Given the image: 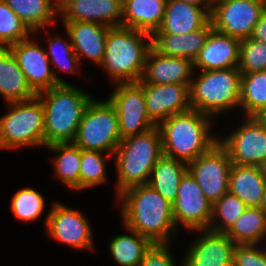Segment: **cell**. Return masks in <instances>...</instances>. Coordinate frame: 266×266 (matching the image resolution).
Returning <instances> with one entry per match:
<instances>
[{
    "label": "cell",
    "mask_w": 266,
    "mask_h": 266,
    "mask_svg": "<svg viewBox=\"0 0 266 266\" xmlns=\"http://www.w3.org/2000/svg\"><path fill=\"white\" fill-rule=\"evenodd\" d=\"M107 157L100 151L81 149L79 191L98 186L107 180Z\"/></svg>",
    "instance_id": "cell-34"
},
{
    "label": "cell",
    "mask_w": 266,
    "mask_h": 266,
    "mask_svg": "<svg viewBox=\"0 0 266 266\" xmlns=\"http://www.w3.org/2000/svg\"><path fill=\"white\" fill-rule=\"evenodd\" d=\"M199 72L189 86L191 109L213 118L239 107L242 73L238 67Z\"/></svg>",
    "instance_id": "cell-6"
},
{
    "label": "cell",
    "mask_w": 266,
    "mask_h": 266,
    "mask_svg": "<svg viewBox=\"0 0 266 266\" xmlns=\"http://www.w3.org/2000/svg\"><path fill=\"white\" fill-rule=\"evenodd\" d=\"M9 112L0 118V149L44 146V108L38 96L8 103Z\"/></svg>",
    "instance_id": "cell-7"
},
{
    "label": "cell",
    "mask_w": 266,
    "mask_h": 266,
    "mask_svg": "<svg viewBox=\"0 0 266 266\" xmlns=\"http://www.w3.org/2000/svg\"><path fill=\"white\" fill-rule=\"evenodd\" d=\"M140 84L144 90L147 114L156 126L174 114L191 109L189 85Z\"/></svg>",
    "instance_id": "cell-16"
},
{
    "label": "cell",
    "mask_w": 266,
    "mask_h": 266,
    "mask_svg": "<svg viewBox=\"0 0 266 266\" xmlns=\"http://www.w3.org/2000/svg\"><path fill=\"white\" fill-rule=\"evenodd\" d=\"M180 1H184L188 4L205 8V10L207 9V11L211 14L215 0H180Z\"/></svg>",
    "instance_id": "cell-42"
},
{
    "label": "cell",
    "mask_w": 266,
    "mask_h": 266,
    "mask_svg": "<svg viewBox=\"0 0 266 266\" xmlns=\"http://www.w3.org/2000/svg\"><path fill=\"white\" fill-rule=\"evenodd\" d=\"M213 29L211 20L197 31L186 34H153L152 47L160 54L195 60Z\"/></svg>",
    "instance_id": "cell-23"
},
{
    "label": "cell",
    "mask_w": 266,
    "mask_h": 266,
    "mask_svg": "<svg viewBox=\"0 0 266 266\" xmlns=\"http://www.w3.org/2000/svg\"><path fill=\"white\" fill-rule=\"evenodd\" d=\"M240 39L221 33L214 28L210 32L205 45L193 61V67L200 71L229 69L238 67Z\"/></svg>",
    "instance_id": "cell-20"
},
{
    "label": "cell",
    "mask_w": 266,
    "mask_h": 266,
    "mask_svg": "<svg viewBox=\"0 0 266 266\" xmlns=\"http://www.w3.org/2000/svg\"><path fill=\"white\" fill-rule=\"evenodd\" d=\"M44 222L48 235L54 240L79 250L95 249L90 224L81 211L56 202Z\"/></svg>",
    "instance_id": "cell-14"
},
{
    "label": "cell",
    "mask_w": 266,
    "mask_h": 266,
    "mask_svg": "<svg viewBox=\"0 0 266 266\" xmlns=\"http://www.w3.org/2000/svg\"><path fill=\"white\" fill-rule=\"evenodd\" d=\"M205 8L180 0H167L165 14L154 34H186L203 28L210 21Z\"/></svg>",
    "instance_id": "cell-22"
},
{
    "label": "cell",
    "mask_w": 266,
    "mask_h": 266,
    "mask_svg": "<svg viewBox=\"0 0 266 266\" xmlns=\"http://www.w3.org/2000/svg\"><path fill=\"white\" fill-rule=\"evenodd\" d=\"M251 38H253L256 41L266 43V10L260 16V19L255 25Z\"/></svg>",
    "instance_id": "cell-41"
},
{
    "label": "cell",
    "mask_w": 266,
    "mask_h": 266,
    "mask_svg": "<svg viewBox=\"0 0 266 266\" xmlns=\"http://www.w3.org/2000/svg\"><path fill=\"white\" fill-rule=\"evenodd\" d=\"M266 10V0H215L210 20L213 28L237 39L252 36Z\"/></svg>",
    "instance_id": "cell-9"
},
{
    "label": "cell",
    "mask_w": 266,
    "mask_h": 266,
    "mask_svg": "<svg viewBox=\"0 0 266 266\" xmlns=\"http://www.w3.org/2000/svg\"><path fill=\"white\" fill-rule=\"evenodd\" d=\"M10 206L14 215L21 221H34L44 211L45 199L37 190L25 187L15 193Z\"/></svg>",
    "instance_id": "cell-35"
},
{
    "label": "cell",
    "mask_w": 266,
    "mask_h": 266,
    "mask_svg": "<svg viewBox=\"0 0 266 266\" xmlns=\"http://www.w3.org/2000/svg\"><path fill=\"white\" fill-rule=\"evenodd\" d=\"M200 236L189 245L183 266H233L235 243L222 232L195 230Z\"/></svg>",
    "instance_id": "cell-17"
},
{
    "label": "cell",
    "mask_w": 266,
    "mask_h": 266,
    "mask_svg": "<svg viewBox=\"0 0 266 266\" xmlns=\"http://www.w3.org/2000/svg\"><path fill=\"white\" fill-rule=\"evenodd\" d=\"M246 208L247 206L237 196L230 192L225 193L212 205V219L209 230L226 233L240 218Z\"/></svg>",
    "instance_id": "cell-33"
},
{
    "label": "cell",
    "mask_w": 266,
    "mask_h": 266,
    "mask_svg": "<svg viewBox=\"0 0 266 266\" xmlns=\"http://www.w3.org/2000/svg\"><path fill=\"white\" fill-rule=\"evenodd\" d=\"M115 85L108 100L116 109L121 139L145 133L155 127L146 111L143 86L139 82Z\"/></svg>",
    "instance_id": "cell-11"
},
{
    "label": "cell",
    "mask_w": 266,
    "mask_h": 266,
    "mask_svg": "<svg viewBox=\"0 0 266 266\" xmlns=\"http://www.w3.org/2000/svg\"><path fill=\"white\" fill-rule=\"evenodd\" d=\"M212 205L193 176L187 172L181 179L176 200L172 203L176 228L180 224L190 230L209 229Z\"/></svg>",
    "instance_id": "cell-13"
},
{
    "label": "cell",
    "mask_w": 266,
    "mask_h": 266,
    "mask_svg": "<svg viewBox=\"0 0 266 266\" xmlns=\"http://www.w3.org/2000/svg\"><path fill=\"white\" fill-rule=\"evenodd\" d=\"M0 94L6 103L37 96L9 48L0 47Z\"/></svg>",
    "instance_id": "cell-26"
},
{
    "label": "cell",
    "mask_w": 266,
    "mask_h": 266,
    "mask_svg": "<svg viewBox=\"0 0 266 266\" xmlns=\"http://www.w3.org/2000/svg\"><path fill=\"white\" fill-rule=\"evenodd\" d=\"M57 7H59L60 0H51Z\"/></svg>",
    "instance_id": "cell-46"
},
{
    "label": "cell",
    "mask_w": 266,
    "mask_h": 266,
    "mask_svg": "<svg viewBox=\"0 0 266 266\" xmlns=\"http://www.w3.org/2000/svg\"><path fill=\"white\" fill-rule=\"evenodd\" d=\"M125 229L129 235L114 236L109 242V251L114 261L121 266H139L146 252L154 244L136 231Z\"/></svg>",
    "instance_id": "cell-29"
},
{
    "label": "cell",
    "mask_w": 266,
    "mask_h": 266,
    "mask_svg": "<svg viewBox=\"0 0 266 266\" xmlns=\"http://www.w3.org/2000/svg\"><path fill=\"white\" fill-rule=\"evenodd\" d=\"M48 39L49 49H45V51L49 61L54 63V66H57L61 71L76 72L75 70H77L80 61L73 50L71 40H69V42L66 40L64 41L61 39V36H57V38L56 36H49Z\"/></svg>",
    "instance_id": "cell-38"
},
{
    "label": "cell",
    "mask_w": 266,
    "mask_h": 266,
    "mask_svg": "<svg viewBox=\"0 0 266 266\" xmlns=\"http://www.w3.org/2000/svg\"><path fill=\"white\" fill-rule=\"evenodd\" d=\"M68 38L79 61L85 56L98 66L105 55V44L110 27L87 21L63 22Z\"/></svg>",
    "instance_id": "cell-21"
},
{
    "label": "cell",
    "mask_w": 266,
    "mask_h": 266,
    "mask_svg": "<svg viewBox=\"0 0 266 266\" xmlns=\"http://www.w3.org/2000/svg\"><path fill=\"white\" fill-rule=\"evenodd\" d=\"M238 70L242 74L266 70V43L251 37L242 39Z\"/></svg>",
    "instance_id": "cell-37"
},
{
    "label": "cell",
    "mask_w": 266,
    "mask_h": 266,
    "mask_svg": "<svg viewBox=\"0 0 266 266\" xmlns=\"http://www.w3.org/2000/svg\"><path fill=\"white\" fill-rule=\"evenodd\" d=\"M44 108L45 147L73 142L92 97L71 84H60L37 94Z\"/></svg>",
    "instance_id": "cell-3"
},
{
    "label": "cell",
    "mask_w": 266,
    "mask_h": 266,
    "mask_svg": "<svg viewBox=\"0 0 266 266\" xmlns=\"http://www.w3.org/2000/svg\"><path fill=\"white\" fill-rule=\"evenodd\" d=\"M46 148L57 153L53 159L55 176L71 190L79 191L81 148L73 142L54 143Z\"/></svg>",
    "instance_id": "cell-30"
},
{
    "label": "cell",
    "mask_w": 266,
    "mask_h": 266,
    "mask_svg": "<svg viewBox=\"0 0 266 266\" xmlns=\"http://www.w3.org/2000/svg\"><path fill=\"white\" fill-rule=\"evenodd\" d=\"M211 120L212 117L193 109L165 119L158 125L163 155L188 164L209 151L219 142L209 132Z\"/></svg>",
    "instance_id": "cell-2"
},
{
    "label": "cell",
    "mask_w": 266,
    "mask_h": 266,
    "mask_svg": "<svg viewBox=\"0 0 266 266\" xmlns=\"http://www.w3.org/2000/svg\"><path fill=\"white\" fill-rule=\"evenodd\" d=\"M32 34L7 3L0 0V47L8 48Z\"/></svg>",
    "instance_id": "cell-36"
},
{
    "label": "cell",
    "mask_w": 266,
    "mask_h": 266,
    "mask_svg": "<svg viewBox=\"0 0 266 266\" xmlns=\"http://www.w3.org/2000/svg\"><path fill=\"white\" fill-rule=\"evenodd\" d=\"M62 22L87 21L108 27L121 26L123 0H60Z\"/></svg>",
    "instance_id": "cell-18"
},
{
    "label": "cell",
    "mask_w": 266,
    "mask_h": 266,
    "mask_svg": "<svg viewBox=\"0 0 266 266\" xmlns=\"http://www.w3.org/2000/svg\"><path fill=\"white\" fill-rule=\"evenodd\" d=\"M29 37L8 48L13 53L30 87L38 94L60 84H69L57 76L44 48Z\"/></svg>",
    "instance_id": "cell-15"
},
{
    "label": "cell",
    "mask_w": 266,
    "mask_h": 266,
    "mask_svg": "<svg viewBox=\"0 0 266 266\" xmlns=\"http://www.w3.org/2000/svg\"><path fill=\"white\" fill-rule=\"evenodd\" d=\"M235 244H259L266 237V212L261 207H247L226 232Z\"/></svg>",
    "instance_id": "cell-31"
},
{
    "label": "cell",
    "mask_w": 266,
    "mask_h": 266,
    "mask_svg": "<svg viewBox=\"0 0 266 266\" xmlns=\"http://www.w3.org/2000/svg\"><path fill=\"white\" fill-rule=\"evenodd\" d=\"M231 166L227 150L218 142L209 151L189 162L187 170L196 180L205 197L214 204L229 192Z\"/></svg>",
    "instance_id": "cell-10"
},
{
    "label": "cell",
    "mask_w": 266,
    "mask_h": 266,
    "mask_svg": "<svg viewBox=\"0 0 266 266\" xmlns=\"http://www.w3.org/2000/svg\"><path fill=\"white\" fill-rule=\"evenodd\" d=\"M246 119L219 143L227 150L232 164L262 167L266 161V129L257 117Z\"/></svg>",
    "instance_id": "cell-12"
},
{
    "label": "cell",
    "mask_w": 266,
    "mask_h": 266,
    "mask_svg": "<svg viewBox=\"0 0 266 266\" xmlns=\"http://www.w3.org/2000/svg\"><path fill=\"white\" fill-rule=\"evenodd\" d=\"M114 155L118 177L116 197L131 187L148 184L154 165L163 155L158 126L123 138Z\"/></svg>",
    "instance_id": "cell-5"
},
{
    "label": "cell",
    "mask_w": 266,
    "mask_h": 266,
    "mask_svg": "<svg viewBox=\"0 0 266 266\" xmlns=\"http://www.w3.org/2000/svg\"><path fill=\"white\" fill-rule=\"evenodd\" d=\"M4 1L33 34L39 33L48 24H54L58 16V7L51 0Z\"/></svg>",
    "instance_id": "cell-28"
},
{
    "label": "cell",
    "mask_w": 266,
    "mask_h": 266,
    "mask_svg": "<svg viewBox=\"0 0 266 266\" xmlns=\"http://www.w3.org/2000/svg\"><path fill=\"white\" fill-rule=\"evenodd\" d=\"M187 172V163L162 155L153 167L148 184L173 203L176 200L181 179Z\"/></svg>",
    "instance_id": "cell-27"
},
{
    "label": "cell",
    "mask_w": 266,
    "mask_h": 266,
    "mask_svg": "<svg viewBox=\"0 0 266 266\" xmlns=\"http://www.w3.org/2000/svg\"><path fill=\"white\" fill-rule=\"evenodd\" d=\"M260 207L266 212V183L264 186L263 195H262V202H261Z\"/></svg>",
    "instance_id": "cell-44"
},
{
    "label": "cell",
    "mask_w": 266,
    "mask_h": 266,
    "mask_svg": "<svg viewBox=\"0 0 266 266\" xmlns=\"http://www.w3.org/2000/svg\"><path fill=\"white\" fill-rule=\"evenodd\" d=\"M266 178L259 166L232 164L229 173V192L247 207H260Z\"/></svg>",
    "instance_id": "cell-24"
},
{
    "label": "cell",
    "mask_w": 266,
    "mask_h": 266,
    "mask_svg": "<svg viewBox=\"0 0 266 266\" xmlns=\"http://www.w3.org/2000/svg\"><path fill=\"white\" fill-rule=\"evenodd\" d=\"M167 0H123L121 26L153 35L161 26Z\"/></svg>",
    "instance_id": "cell-25"
},
{
    "label": "cell",
    "mask_w": 266,
    "mask_h": 266,
    "mask_svg": "<svg viewBox=\"0 0 266 266\" xmlns=\"http://www.w3.org/2000/svg\"><path fill=\"white\" fill-rule=\"evenodd\" d=\"M262 169H263L264 177L266 178V161L263 164Z\"/></svg>",
    "instance_id": "cell-45"
},
{
    "label": "cell",
    "mask_w": 266,
    "mask_h": 266,
    "mask_svg": "<svg viewBox=\"0 0 266 266\" xmlns=\"http://www.w3.org/2000/svg\"><path fill=\"white\" fill-rule=\"evenodd\" d=\"M239 107L245 117H256L266 109V70L242 74Z\"/></svg>",
    "instance_id": "cell-32"
},
{
    "label": "cell",
    "mask_w": 266,
    "mask_h": 266,
    "mask_svg": "<svg viewBox=\"0 0 266 266\" xmlns=\"http://www.w3.org/2000/svg\"><path fill=\"white\" fill-rule=\"evenodd\" d=\"M233 266H266V247L262 249L258 244H236Z\"/></svg>",
    "instance_id": "cell-39"
},
{
    "label": "cell",
    "mask_w": 266,
    "mask_h": 266,
    "mask_svg": "<svg viewBox=\"0 0 266 266\" xmlns=\"http://www.w3.org/2000/svg\"><path fill=\"white\" fill-rule=\"evenodd\" d=\"M121 140L118 115L113 104L108 99H91L83 113L73 143L83 150L106 152V155L114 157Z\"/></svg>",
    "instance_id": "cell-8"
},
{
    "label": "cell",
    "mask_w": 266,
    "mask_h": 266,
    "mask_svg": "<svg viewBox=\"0 0 266 266\" xmlns=\"http://www.w3.org/2000/svg\"><path fill=\"white\" fill-rule=\"evenodd\" d=\"M168 246V243L153 244L146 252L139 266H176Z\"/></svg>",
    "instance_id": "cell-40"
},
{
    "label": "cell",
    "mask_w": 266,
    "mask_h": 266,
    "mask_svg": "<svg viewBox=\"0 0 266 266\" xmlns=\"http://www.w3.org/2000/svg\"><path fill=\"white\" fill-rule=\"evenodd\" d=\"M194 73L193 62L186 58L165 56L150 48L145 70L139 83L186 84L190 86Z\"/></svg>",
    "instance_id": "cell-19"
},
{
    "label": "cell",
    "mask_w": 266,
    "mask_h": 266,
    "mask_svg": "<svg viewBox=\"0 0 266 266\" xmlns=\"http://www.w3.org/2000/svg\"><path fill=\"white\" fill-rule=\"evenodd\" d=\"M151 47L152 35L148 33L123 26L110 27L100 67L115 84L139 82Z\"/></svg>",
    "instance_id": "cell-4"
},
{
    "label": "cell",
    "mask_w": 266,
    "mask_h": 266,
    "mask_svg": "<svg viewBox=\"0 0 266 266\" xmlns=\"http://www.w3.org/2000/svg\"><path fill=\"white\" fill-rule=\"evenodd\" d=\"M124 227L155 243H170L176 228L172 203L149 184L131 187L117 196ZM173 233V234H172Z\"/></svg>",
    "instance_id": "cell-1"
},
{
    "label": "cell",
    "mask_w": 266,
    "mask_h": 266,
    "mask_svg": "<svg viewBox=\"0 0 266 266\" xmlns=\"http://www.w3.org/2000/svg\"><path fill=\"white\" fill-rule=\"evenodd\" d=\"M257 119L263 124L266 129V109L262 111L258 116Z\"/></svg>",
    "instance_id": "cell-43"
}]
</instances>
